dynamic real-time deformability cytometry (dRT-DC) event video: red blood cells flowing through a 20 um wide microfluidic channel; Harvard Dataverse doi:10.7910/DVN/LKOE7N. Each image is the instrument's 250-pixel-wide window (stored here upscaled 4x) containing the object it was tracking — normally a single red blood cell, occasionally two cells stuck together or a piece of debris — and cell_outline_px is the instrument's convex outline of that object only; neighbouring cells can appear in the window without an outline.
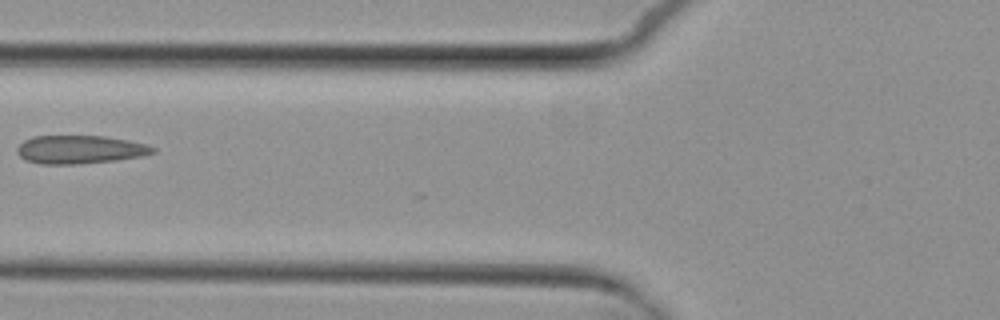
{"species": "common noctule bat (a hibernating species)", "species_latin": "Nyctalus noctula", "temperature_condition": "cold", "stored_images_in_passage": 4, "camera_frame_rate_fps": 3000, "um_per_image_px": 0.085, "animal": {"sex": "female", "body_mass_g": 29.2, "forearm_length_mm": 56.3}, "frame": {"image": 1, "passage_image": 4, "time_ms": 3.333, "image_size_px": [1000, 320], "cell_outline_px": [[156, 152], [144, 156], [116, 160], [76, 164], [40, 164], [24, 160], [16, 152], [16, 148], [24, 140], [32, 136], [104, 136], [128, 140], [144, 144], [156, 148]], "centroid_in_image_um": [6.77, 12.71], "position_along_channel_um": 119.0, "area_um2": 22.48}}